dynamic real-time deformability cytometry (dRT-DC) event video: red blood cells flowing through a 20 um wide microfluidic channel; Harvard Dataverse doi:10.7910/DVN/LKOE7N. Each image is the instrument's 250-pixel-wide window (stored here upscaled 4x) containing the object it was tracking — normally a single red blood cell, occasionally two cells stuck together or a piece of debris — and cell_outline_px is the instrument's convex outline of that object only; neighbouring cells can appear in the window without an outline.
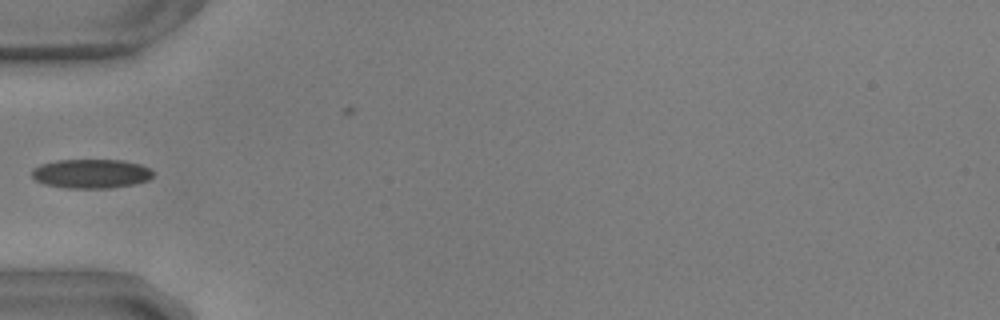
{"species": "common noctule bat (a hibernating species)", "species_latin": "Nyctalus noctula", "temperature_condition": "warm", "stored_images_in_passage": 38, "camera_frame_rate_fps": 3000, "um_per_image_px": 0.085, "animal": {"sex": "male", "body_mass_g": 17.9, "forearm_length_mm": 54.2}, "frame": {"image": 1, "passage_image": 1, "time_ms": 0.0, "image_size_px": [1000, 320], "cell_outline_px": [[152, 176], [148, 180], [132, 184], [108, 188], [64, 188], [44, 184], [36, 180], [32, 176], [32, 168], [40, 164], [56, 160], [124, 160], [140, 164], [148, 168], [152, 172]], "centroid_in_image_um": [7.7, 14.75], "position_along_channel_um": 77.3, "area_um2": 20.58}}
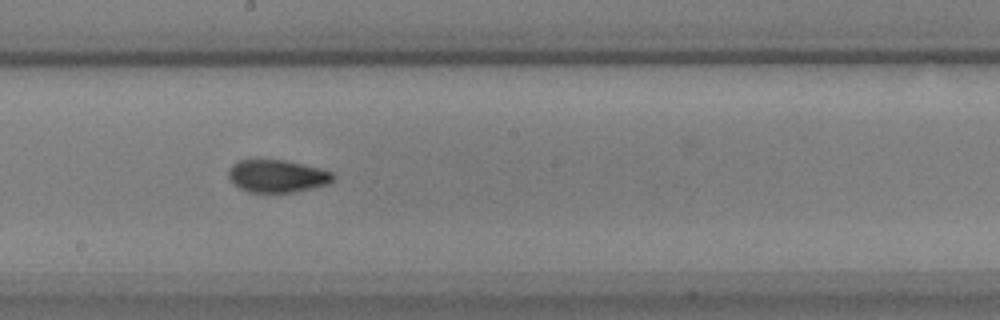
{"frame": {"image": 2, "passage_image": 13, "time_ms": 4.0, "image_size_px": [1000, 320], "cell_outline_px": [[336, 176], [328, 184], [312, 188], [292, 192], [248, 192], [232, 184], [228, 176], [228, 172], [232, 164], [240, 160], [284, 160], [320, 168], [332, 172]], "centroid_in_image_um": [23.55, 14.97], "position_along_channel_um": 224.7, "area_um2": 19.83}}
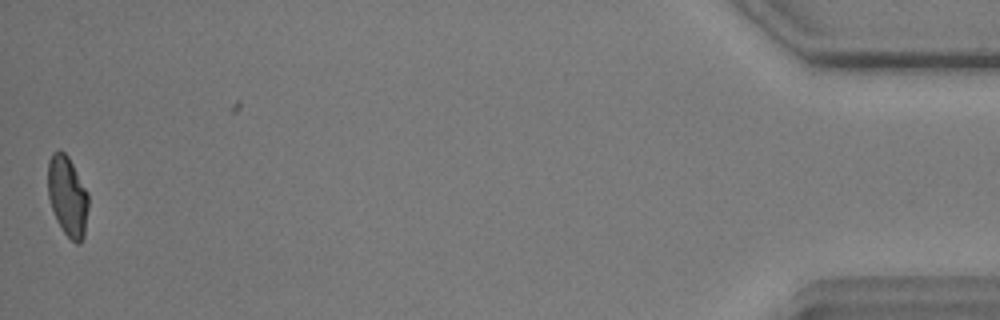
{"frame": {"image": 3, "passage_image": 37, "time_ms": 12.0, "image_size_px": [1000, 320], "cell_outline_px": [[88, 208], [84, 236], [80, 244], [76, 244], [64, 232], [56, 220], [48, 196], [48, 160], [52, 152], [60, 148], [68, 156], [88, 192]], "centroid_in_image_um": [5.73, 16.65], "position_along_channel_um": 429.5, "area_um2": 19.02}}